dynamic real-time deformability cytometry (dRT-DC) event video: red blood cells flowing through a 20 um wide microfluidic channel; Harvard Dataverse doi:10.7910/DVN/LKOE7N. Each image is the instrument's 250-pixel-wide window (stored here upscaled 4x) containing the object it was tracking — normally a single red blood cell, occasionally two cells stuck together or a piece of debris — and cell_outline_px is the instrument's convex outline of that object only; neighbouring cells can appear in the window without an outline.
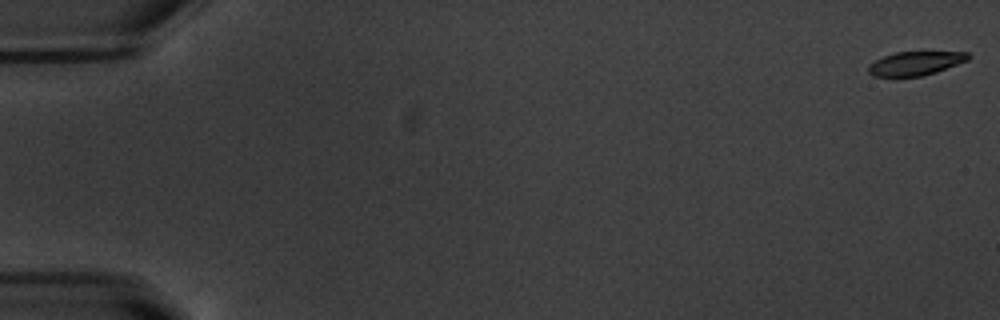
{"species": "common noctule bat (a hibernating species)", "species_latin": "Nyctalus noctula", "temperature_condition": "warm", "stored_images_in_passage": 3, "camera_frame_rate_fps": 3000, "um_per_image_px": 0.085, "animal": {"sex": "male", "body_mass_g": 20.1, "forearm_length_mm": 53.5}, "frame": {"image": 1, "passage_image": 1, "time_ms": 0.0, "image_size_px": [1000, 320], "cell_outline_px": [[972, 56], [968, 60], [936, 72], [920, 76], [876, 76], [868, 72], [868, 64], [884, 56], [896, 52], [968, 52]], "centroid_in_image_um": [77.83, 5.37], "position_along_channel_um": 7.2, "area_um2": 13.7}}